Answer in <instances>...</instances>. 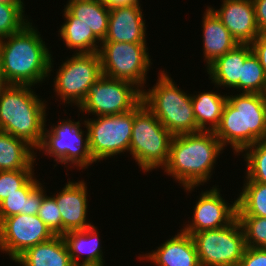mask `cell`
<instances>
[{
    "mask_svg": "<svg viewBox=\"0 0 266 266\" xmlns=\"http://www.w3.org/2000/svg\"><path fill=\"white\" fill-rule=\"evenodd\" d=\"M32 25L29 22L19 32L0 39V63L9 85L41 84L54 68L49 48Z\"/></svg>",
    "mask_w": 266,
    "mask_h": 266,
    "instance_id": "1",
    "label": "cell"
},
{
    "mask_svg": "<svg viewBox=\"0 0 266 266\" xmlns=\"http://www.w3.org/2000/svg\"><path fill=\"white\" fill-rule=\"evenodd\" d=\"M224 149L214 131L173 136L169 158L162 170L192 192L211 179L217 158Z\"/></svg>",
    "mask_w": 266,
    "mask_h": 266,
    "instance_id": "2",
    "label": "cell"
},
{
    "mask_svg": "<svg viewBox=\"0 0 266 266\" xmlns=\"http://www.w3.org/2000/svg\"><path fill=\"white\" fill-rule=\"evenodd\" d=\"M214 133L223 147L230 145L237 155L257 141L266 140V107L261 94L228 95Z\"/></svg>",
    "mask_w": 266,
    "mask_h": 266,
    "instance_id": "3",
    "label": "cell"
},
{
    "mask_svg": "<svg viewBox=\"0 0 266 266\" xmlns=\"http://www.w3.org/2000/svg\"><path fill=\"white\" fill-rule=\"evenodd\" d=\"M31 87L9 85L2 92L0 131L22 139L36 150L42 141L48 105L47 101L38 98Z\"/></svg>",
    "mask_w": 266,
    "mask_h": 266,
    "instance_id": "4",
    "label": "cell"
},
{
    "mask_svg": "<svg viewBox=\"0 0 266 266\" xmlns=\"http://www.w3.org/2000/svg\"><path fill=\"white\" fill-rule=\"evenodd\" d=\"M142 102L173 136L200 132L191 95L179 89L166 71H160L152 89H143Z\"/></svg>",
    "mask_w": 266,
    "mask_h": 266,
    "instance_id": "5",
    "label": "cell"
},
{
    "mask_svg": "<svg viewBox=\"0 0 266 266\" xmlns=\"http://www.w3.org/2000/svg\"><path fill=\"white\" fill-rule=\"evenodd\" d=\"M173 135L141 101L134 108L129 153L143 172L164 168Z\"/></svg>",
    "mask_w": 266,
    "mask_h": 266,
    "instance_id": "6",
    "label": "cell"
},
{
    "mask_svg": "<svg viewBox=\"0 0 266 266\" xmlns=\"http://www.w3.org/2000/svg\"><path fill=\"white\" fill-rule=\"evenodd\" d=\"M81 124L80 120L73 122L70 118L51 125L50 130H47L45 124L42 141L37 149L55 158L57 164H70V167H79L78 170L88 168L96 161L90 152L88 129L83 131Z\"/></svg>",
    "mask_w": 266,
    "mask_h": 266,
    "instance_id": "7",
    "label": "cell"
},
{
    "mask_svg": "<svg viewBox=\"0 0 266 266\" xmlns=\"http://www.w3.org/2000/svg\"><path fill=\"white\" fill-rule=\"evenodd\" d=\"M147 51L146 43L101 42L98 53L102 74L131 82L143 91L152 64Z\"/></svg>",
    "mask_w": 266,
    "mask_h": 266,
    "instance_id": "8",
    "label": "cell"
},
{
    "mask_svg": "<svg viewBox=\"0 0 266 266\" xmlns=\"http://www.w3.org/2000/svg\"><path fill=\"white\" fill-rule=\"evenodd\" d=\"M190 235L201 266H238L246 249L245 235L237 218L228 226Z\"/></svg>",
    "mask_w": 266,
    "mask_h": 266,
    "instance_id": "9",
    "label": "cell"
},
{
    "mask_svg": "<svg viewBox=\"0 0 266 266\" xmlns=\"http://www.w3.org/2000/svg\"><path fill=\"white\" fill-rule=\"evenodd\" d=\"M142 101V91L133 83L102 75L88 89L79 111L95 116L123 114Z\"/></svg>",
    "mask_w": 266,
    "mask_h": 266,
    "instance_id": "10",
    "label": "cell"
},
{
    "mask_svg": "<svg viewBox=\"0 0 266 266\" xmlns=\"http://www.w3.org/2000/svg\"><path fill=\"white\" fill-rule=\"evenodd\" d=\"M60 67L53 78V90L64 105L73 103L79 107L89 87L103 75L99 53H74Z\"/></svg>",
    "mask_w": 266,
    "mask_h": 266,
    "instance_id": "11",
    "label": "cell"
},
{
    "mask_svg": "<svg viewBox=\"0 0 266 266\" xmlns=\"http://www.w3.org/2000/svg\"><path fill=\"white\" fill-rule=\"evenodd\" d=\"M134 109L117 115L85 119L83 125L89 132V147L97 162L129 151L132 137Z\"/></svg>",
    "mask_w": 266,
    "mask_h": 266,
    "instance_id": "12",
    "label": "cell"
},
{
    "mask_svg": "<svg viewBox=\"0 0 266 266\" xmlns=\"http://www.w3.org/2000/svg\"><path fill=\"white\" fill-rule=\"evenodd\" d=\"M54 236L38 215L16 214L0 222V251L14 261L29 247Z\"/></svg>",
    "mask_w": 266,
    "mask_h": 266,
    "instance_id": "13",
    "label": "cell"
},
{
    "mask_svg": "<svg viewBox=\"0 0 266 266\" xmlns=\"http://www.w3.org/2000/svg\"><path fill=\"white\" fill-rule=\"evenodd\" d=\"M221 195L216 185L210 190L202 191L193 207V219L188 221L189 224L182 226L181 230L187 234H194L231 224L237 218V200L230 204L225 202Z\"/></svg>",
    "mask_w": 266,
    "mask_h": 266,
    "instance_id": "14",
    "label": "cell"
},
{
    "mask_svg": "<svg viewBox=\"0 0 266 266\" xmlns=\"http://www.w3.org/2000/svg\"><path fill=\"white\" fill-rule=\"evenodd\" d=\"M220 9L209 7L238 44H251L260 34L252 0H222Z\"/></svg>",
    "mask_w": 266,
    "mask_h": 266,
    "instance_id": "15",
    "label": "cell"
},
{
    "mask_svg": "<svg viewBox=\"0 0 266 266\" xmlns=\"http://www.w3.org/2000/svg\"><path fill=\"white\" fill-rule=\"evenodd\" d=\"M87 184L84 180L68 181L55 195L62 218V236L72 230H83L92 224L87 222L88 200Z\"/></svg>",
    "mask_w": 266,
    "mask_h": 266,
    "instance_id": "16",
    "label": "cell"
},
{
    "mask_svg": "<svg viewBox=\"0 0 266 266\" xmlns=\"http://www.w3.org/2000/svg\"><path fill=\"white\" fill-rule=\"evenodd\" d=\"M141 5L110 8L108 31L102 42L146 43V25Z\"/></svg>",
    "mask_w": 266,
    "mask_h": 266,
    "instance_id": "17",
    "label": "cell"
},
{
    "mask_svg": "<svg viewBox=\"0 0 266 266\" xmlns=\"http://www.w3.org/2000/svg\"><path fill=\"white\" fill-rule=\"evenodd\" d=\"M150 253L139 257L156 266H201L195 244L190 234L180 230Z\"/></svg>",
    "mask_w": 266,
    "mask_h": 266,
    "instance_id": "18",
    "label": "cell"
},
{
    "mask_svg": "<svg viewBox=\"0 0 266 266\" xmlns=\"http://www.w3.org/2000/svg\"><path fill=\"white\" fill-rule=\"evenodd\" d=\"M63 10L64 23H83L101 42L105 39L110 8L102 0L68 2Z\"/></svg>",
    "mask_w": 266,
    "mask_h": 266,
    "instance_id": "19",
    "label": "cell"
},
{
    "mask_svg": "<svg viewBox=\"0 0 266 266\" xmlns=\"http://www.w3.org/2000/svg\"><path fill=\"white\" fill-rule=\"evenodd\" d=\"M203 57L206 68L217 58L233 50L238 42L222 24L215 13L207 7L202 17Z\"/></svg>",
    "mask_w": 266,
    "mask_h": 266,
    "instance_id": "20",
    "label": "cell"
},
{
    "mask_svg": "<svg viewBox=\"0 0 266 266\" xmlns=\"http://www.w3.org/2000/svg\"><path fill=\"white\" fill-rule=\"evenodd\" d=\"M63 238L73 265L105 266L97 227L92 225L83 230H72L66 232ZM83 254L86 255L85 258ZM82 256L83 258H81ZM80 258L82 260L79 261Z\"/></svg>",
    "mask_w": 266,
    "mask_h": 266,
    "instance_id": "21",
    "label": "cell"
},
{
    "mask_svg": "<svg viewBox=\"0 0 266 266\" xmlns=\"http://www.w3.org/2000/svg\"><path fill=\"white\" fill-rule=\"evenodd\" d=\"M252 52L251 44H238L233 50L217 58L206 70L212 80L211 83L217 87L239 90L244 61Z\"/></svg>",
    "mask_w": 266,
    "mask_h": 266,
    "instance_id": "22",
    "label": "cell"
},
{
    "mask_svg": "<svg viewBox=\"0 0 266 266\" xmlns=\"http://www.w3.org/2000/svg\"><path fill=\"white\" fill-rule=\"evenodd\" d=\"M20 266H74L63 236L29 247L15 260Z\"/></svg>",
    "mask_w": 266,
    "mask_h": 266,
    "instance_id": "23",
    "label": "cell"
},
{
    "mask_svg": "<svg viewBox=\"0 0 266 266\" xmlns=\"http://www.w3.org/2000/svg\"><path fill=\"white\" fill-rule=\"evenodd\" d=\"M33 176L19 192H14L0 203V222L16 214L37 215L46 191Z\"/></svg>",
    "mask_w": 266,
    "mask_h": 266,
    "instance_id": "24",
    "label": "cell"
},
{
    "mask_svg": "<svg viewBox=\"0 0 266 266\" xmlns=\"http://www.w3.org/2000/svg\"><path fill=\"white\" fill-rule=\"evenodd\" d=\"M35 154L22 139L0 131V171L33 169Z\"/></svg>",
    "mask_w": 266,
    "mask_h": 266,
    "instance_id": "25",
    "label": "cell"
},
{
    "mask_svg": "<svg viewBox=\"0 0 266 266\" xmlns=\"http://www.w3.org/2000/svg\"><path fill=\"white\" fill-rule=\"evenodd\" d=\"M193 112L200 131H215L219 126L227 94L202 92L191 94ZM207 125V126H206Z\"/></svg>",
    "mask_w": 266,
    "mask_h": 266,
    "instance_id": "26",
    "label": "cell"
},
{
    "mask_svg": "<svg viewBox=\"0 0 266 266\" xmlns=\"http://www.w3.org/2000/svg\"><path fill=\"white\" fill-rule=\"evenodd\" d=\"M58 32L66 47L75 49L76 54L99 51L101 41L93 34L91 28L83 23H63Z\"/></svg>",
    "mask_w": 266,
    "mask_h": 266,
    "instance_id": "27",
    "label": "cell"
},
{
    "mask_svg": "<svg viewBox=\"0 0 266 266\" xmlns=\"http://www.w3.org/2000/svg\"><path fill=\"white\" fill-rule=\"evenodd\" d=\"M244 186L237 200V216H258L266 218V184L244 180Z\"/></svg>",
    "mask_w": 266,
    "mask_h": 266,
    "instance_id": "28",
    "label": "cell"
},
{
    "mask_svg": "<svg viewBox=\"0 0 266 266\" xmlns=\"http://www.w3.org/2000/svg\"><path fill=\"white\" fill-rule=\"evenodd\" d=\"M243 153L247 167L244 180L266 184V140L257 141L247 147Z\"/></svg>",
    "mask_w": 266,
    "mask_h": 266,
    "instance_id": "29",
    "label": "cell"
},
{
    "mask_svg": "<svg viewBox=\"0 0 266 266\" xmlns=\"http://www.w3.org/2000/svg\"><path fill=\"white\" fill-rule=\"evenodd\" d=\"M266 85V73L258 57L252 52L244 61L239 90L245 93H261Z\"/></svg>",
    "mask_w": 266,
    "mask_h": 266,
    "instance_id": "30",
    "label": "cell"
},
{
    "mask_svg": "<svg viewBox=\"0 0 266 266\" xmlns=\"http://www.w3.org/2000/svg\"><path fill=\"white\" fill-rule=\"evenodd\" d=\"M24 5L0 3V39L19 32L31 21L26 19Z\"/></svg>",
    "mask_w": 266,
    "mask_h": 266,
    "instance_id": "31",
    "label": "cell"
},
{
    "mask_svg": "<svg viewBox=\"0 0 266 266\" xmlns=\"http://www.w3.org/2000/svg\"><path fill=\"white\" fill-rule=\"evenodd\" d=\"M244 235L246 247L266 248V218L237 216Z\"/></svg>",
    "mask_w": 266,
    "mask_h": 266,
    "instance_id": "32",
    "label": "cell"
},
{
    "mask_svg": "<svg viewBox=\"0 0 266 266\" xmlns=\"http://www.w3.org/2000/svg\"><path fill=\"white\" fill-rule=\"evenodd\" d=\"M34 169L0 171V203L14 192H19L33 176Z\"/></svg>",
    "mask_w": 266,
    "mask_h": 266,
    "instance_id": "33",
    "label": "cell"
},
{
    "mask_svg": "<svg viewBox=\"0 0 266 266\" xmlns=\"http://www.w3.org/2000/svg\"><path fill=\"white\" fill-rule=\"evenodd\" d=\"M37 215L54 235L62 236L61 213L53 196L44 195Z\"/></svg>",
    "mask_w": 266,
    "mask_h": 266,
    "instance_id": "34",
    "label": "cell"
},
{
    "mask_svg": "<svg viewBox=\"0 0 266 266\" xmlns=\"http://www.w3.org/2000/svg\"><path fill=\"white\" fill-rule=\"evenodd\" d=\"M238 266H266V248L246 247Z\"/></svg>",
    "mask_w": 266,
    "mask_h": 266,
    "instance_id": "35",
    "label": "cell"
},
{
    "mask_svg": "<svg viewBox=\"0 0 266 266\" xmlns=\"http://www.w3.org/2000/svg\"><path fill=\"white\" fill-rule=\"evenodd\" d=\"M253 53L258 57L261 66L266 73V32L260 33L259 36L251 43Z\"/></svg>",
    "mask_w": 266,
    "mask_h": 266,
    "instance_id": "36",
    "label": "cell"
},
{
    "mask_svg": "<svg viewBox=\"0 0 266 266\" xmlns=\"http://www.w3.org/2000/svg\"><path fill=\"white\" fill-rule=\"evenodd\" d=\"M255 9V19L260 33L266 32V0H252Z\"/></svg>",
    "mask_w": 266,
    "mask_h": 266,
    "instance_id": "37",
    "label": "cell"
},
{
    "mask_svg": "<svg viewBox=\"0 0 266 266\" xmlns=\"http://www.w3.org/2000/svg\"><path fill=\"white\" fill-rule=\"evenodd\" d=\"M109 8L140 4L139 0H102Z\"/></svg>",
    "mask_w": 266,
    "mask_h": 266,
    "instance_id": "38",
    "label": "cell"
},
{
    "mask_svg": "<svg viewBox=\"0 0 266 266\" xmlns=\"http://www.w3.org/2000/svg\"><path fill=\"white\" fill-rule=\"evenodd\" d=\"M9 86V83L6 81L4 74L2 72L1 63H0V96L2 92Z\"/></svg>",
    "mask_w": 266,
    "mask_h": 266,
    "instance_id": "39",
    "label": "cell"
},
{
    "mask_svg": "<svg viewBox=\"0 0 266 266\" xmlns=\"http://www.w3.org/2000/svg\"><path fill=\"white\" fill-rule=\"evenodd\" d=\"M0 3H4V4H24L23 0H0Z\"/></svg>",
    "mask_w": 266,
    "mask_h": 266,
    "instance_id": "40",
    "label": "cell"
},
{
    "mask_svg": "<svg viewBox=\"0 0 266 266\" xmlns=\"http://www.w3.org/2000/svg\"><path fill=\"white\" fill-rule=\"evenodd\" d=\"M260 94L262 96L263 103H264V105L266 107V85L263 87V90H262V92Z\"/></svg>",
    "mask_w": 266,
    "mask_h": 266,
    "instance_id": "41",
    "label": "cell"
},
{
    "mask_svg": "<svg viewBox=\"0 0 266 266\" xmlns=\"http://www.w3.org/2000/svg\"><path fill=\"white\" fill-rule=\"evenodd\" d=\"M74 266H96V265H74Z\"/></svg>",
    "mask_w": 266,
    "mask_h": 266,
    "instance_id": "42",
    "label": "cell"
},
{
    "mask_svg": "<svg viewBox=\"0 0 266 266\" xmlns=\"http://www.w3.org/2000/svg\"><path fill=\"white\" fill-rule=\"evenodd\" d=\"M73 1H84V0H68V2H73Z\"/></svg>",
    "mask_w": 266,
    "mask_h": 266,
    "instance_id": "43",
    "label": "cell"
}]
</instances>
